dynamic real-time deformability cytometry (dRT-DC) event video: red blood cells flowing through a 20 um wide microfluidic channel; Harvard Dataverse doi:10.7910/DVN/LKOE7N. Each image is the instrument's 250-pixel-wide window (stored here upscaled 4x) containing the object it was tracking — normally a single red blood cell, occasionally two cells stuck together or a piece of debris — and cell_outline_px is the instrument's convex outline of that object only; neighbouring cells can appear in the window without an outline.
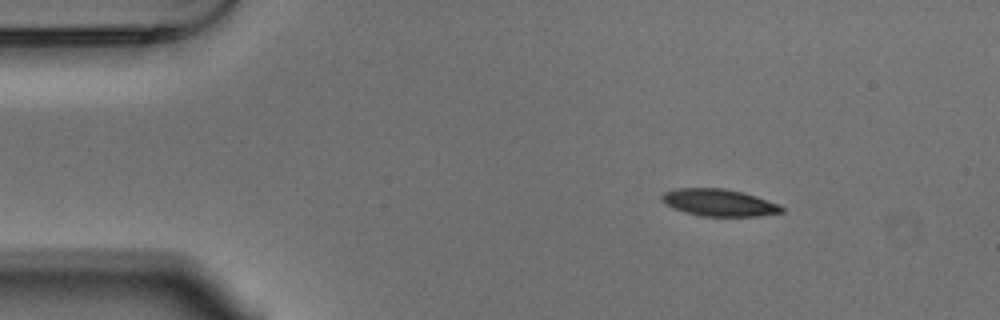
{"species": "Egyptian fruit bat (a non-hibernating species)", "species_latin": "Rousettus aegyptiacus", "temperature_condition": "warm", "stored_images_in_passage": 47, "camera_frame_rate_fps": 3000, "um_per_image_px": 0.085, "animal": {"sex": "male"}, "frame": {"image": 1, "passage_image": 1, "time_ms": 0.0, "image_size_px": [1000, 320], "cell_outline_px": [[784, 212], [756, 216], [700, 216], [684, 212], [672, 208], [664, 204], [660, 200], [660, 196], [664, 192], [676, 188], [724, 188], [744, 192], [780, 204], [784, 208]], "centroid_in_image_um": [61.09, 17.22], "position_along_channel_um": 23.9, "area_um2": 19.19}}
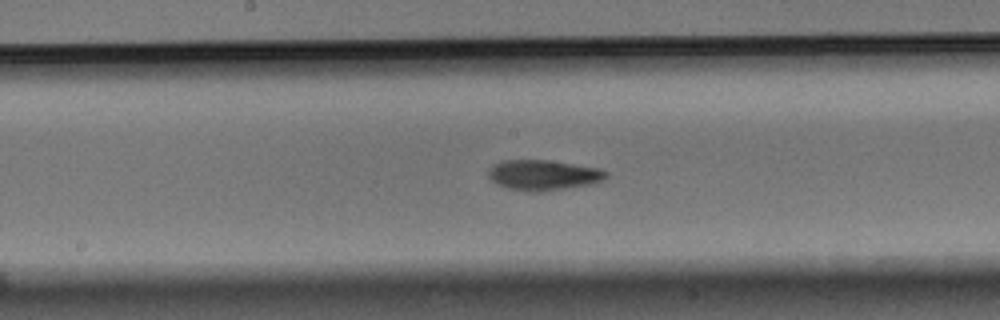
{"frame": {"image": 2, "passage_image": 21, "time_ms": 6.667, "image_size_px": [1000, 320], "cell_outline_px": [[608, 176], [604, 180], [592, 184], [540, 192], [532, 192], [508, 188], [492, 180], [488, 176], [488, 168], [492, 164], [504, 160], [548, 160], [600, 168], [608, 172]], "centroid_in_image_um": [46.2, 14.87], "position_along_channel_um": 202.0, "area_um2": 20.87}}
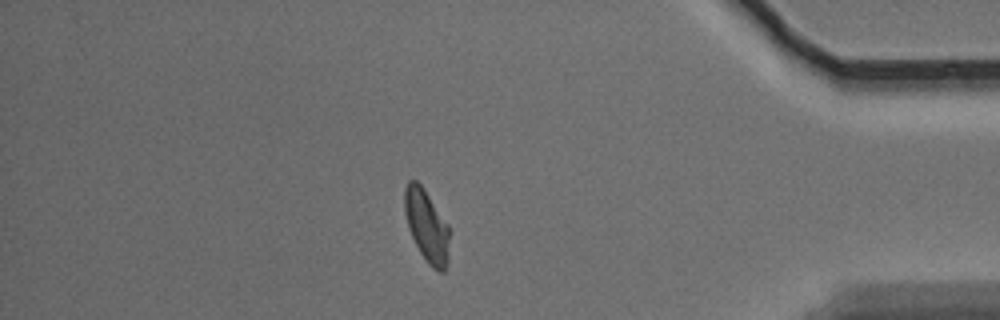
{"frame": {"image": 3, "passage_image": 40, "time_ms": 13.0, "image_size_px": [1000, 320], "cell_outline_px": [[448, 264], [444, 272], [440, 272], [432, 268], [428, 264], [420, 252], [408, 228], [404, 212], [404, 188], [408, 180], [416, 180], [420, 184], [448, 224]], "centroid_in_image_um": [36.25, 19.21], "position_along_channel_um": 399.0, "area_um2": 18.73}, "authors_computed_cell_mechanics": {"area_um2": 19.652, "velocity_mm_per_s": 3.6912, "shape_relaxation_time_tau1_ms": 4.4492, "shape_relaxation_time_tau2_ms": 4.0755, "deformation_change_tau1": 0.1487, "deformation_change_tau2": 0.0906}}